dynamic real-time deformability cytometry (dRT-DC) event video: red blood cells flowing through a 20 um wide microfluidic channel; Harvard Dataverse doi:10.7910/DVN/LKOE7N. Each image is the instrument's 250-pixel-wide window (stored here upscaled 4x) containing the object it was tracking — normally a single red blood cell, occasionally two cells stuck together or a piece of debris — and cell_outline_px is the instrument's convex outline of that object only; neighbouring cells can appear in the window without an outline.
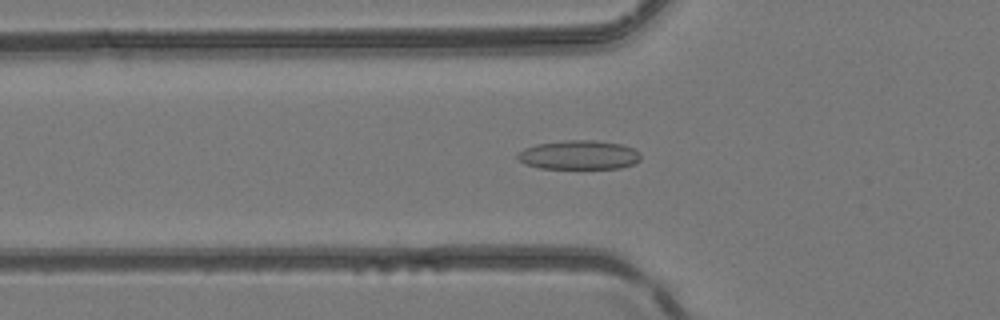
{"species": "common noctule bat (a hibernating species)", "species_latin": "Nyctalus noctula", "temperature_condition": "room temperature", "stored_images_in_passage": 41, "camera_frame_rate_fps": 3000, "um_per_image_px": 0.085, "animal": {"sex": "female", "body_mass_g": 24.6, "forearm_length_mm": 56.2}, "frame": {"image": 1, "passage_image": 14, "time_ms": 4.333, "image_size_px": [1000, 320], "cell_outline_px": [[640, 160], [632, 164], [620, 168], [540, 168], [524, 164], [516, 156], [524, 148], [536, 144], [564, 140], [596, 140], [620, 144], [632, 148], [640, 152]], "centroid_in_image_um": [49.2, 13.16], "position_along_channel_um": 76.6, "area_um2": 20.81}}
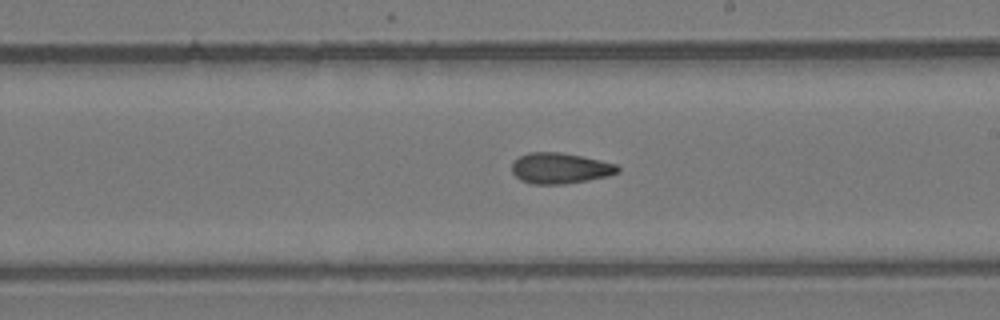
{"frame": {"image": 2, "passage_image": 25, "time_ms": 8.0, "image_size_px": [1000, 320], "cell_outline_px": [[620, 172], [608, 176], [588, 180], [564, 184], [532, 184], [520, 180], [512, 172], [512, 160], [528, 152], [560, 152], [600, 160], [616, 164], [620, 168]], "centroid_in_image_um": [47.59, 14.3], "position_along_channel_um": 241.4, "area_um2": 19.07}}
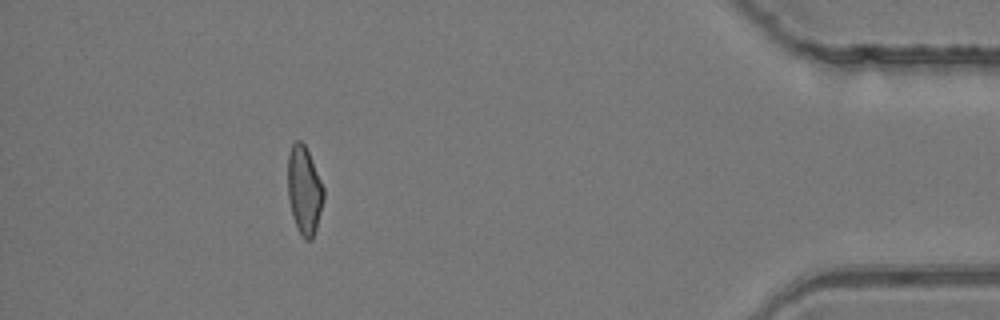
{"frame": {"image": 3, "passage_image": 40, "time_ms": 13.0, "image_size_px": [1000, 320], "cell_outline_px": [[324, 200], [316, 228], [312, 240], [304, 240], [296, 228], [292, 216], [288, 200], [288, 156], [292, 144], [296, 140], [300, 140], [304, 144], [308, 152], [324, 188]], "centroid_in_image_um": [25.85, 16.22], "position_along_channel_um": 409.3, "area_um2": 18.44}}